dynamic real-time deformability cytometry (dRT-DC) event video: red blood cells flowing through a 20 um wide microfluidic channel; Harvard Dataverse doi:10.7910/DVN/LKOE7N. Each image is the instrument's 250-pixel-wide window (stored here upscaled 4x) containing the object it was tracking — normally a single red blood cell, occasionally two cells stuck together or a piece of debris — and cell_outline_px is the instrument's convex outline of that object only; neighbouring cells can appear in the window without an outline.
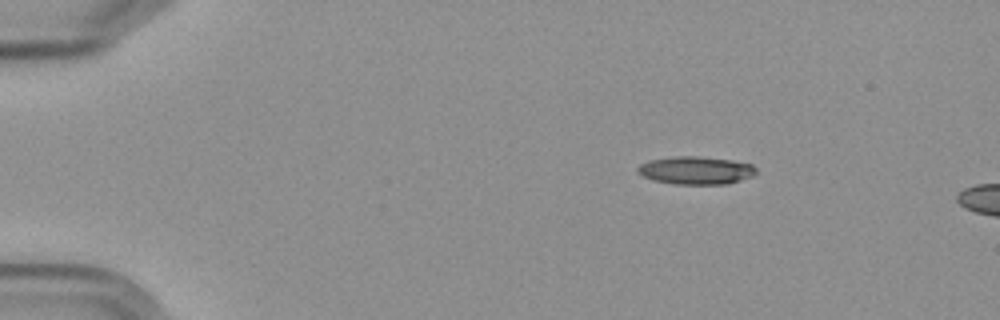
{"species": "Egyptian fruit bat (a non-hibernating species)", "species_latin": "Rousettus aegyptiacus", "temperature_condition": "cold", "stored_images_in_passage": 3, "camera_frame_rate_fps": 3000, "um_per_image_px": 0.085, "frame": {"image": 1, "passage_image": 1, "time_ms": 0.0, "image_size_px": [1000, 320], "cell_outline_px": [[756, 172], [752, 176], [728, 184], [676, 184], [652, 180], [636, 172], [636, 168], [640, 164], [652, 160], [676, 156], [696, 156], [728, 160], [752, 164], [756, 168]], "centroid_in_image_um": [59.13, 14.49], "position_along_channel_um": 25.9, "area_um2": 19.07}}